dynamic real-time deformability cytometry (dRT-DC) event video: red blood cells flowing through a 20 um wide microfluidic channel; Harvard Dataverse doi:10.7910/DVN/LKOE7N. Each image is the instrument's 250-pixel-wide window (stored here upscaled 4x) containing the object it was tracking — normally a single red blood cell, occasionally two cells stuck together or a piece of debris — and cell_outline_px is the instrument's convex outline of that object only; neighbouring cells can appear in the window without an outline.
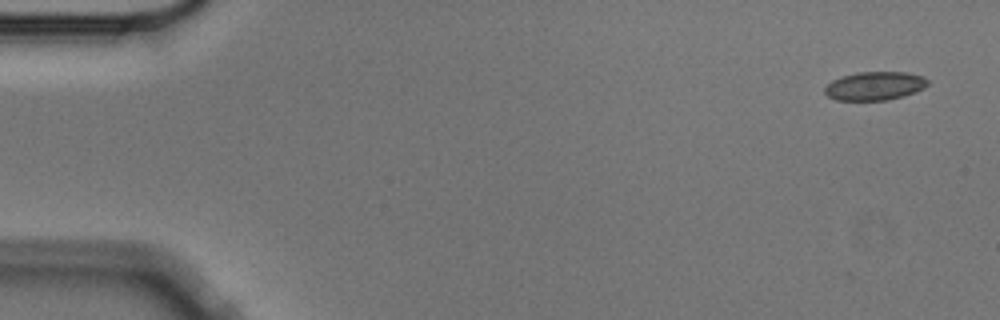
{"species": "Egyptian fruit bat (a non-hibernating species)", "species_latin": "Rousettus aegyptiacus", "temperature_condition": "cold", "stored_images_in_passage": 6, "camera_frame_rate_fps": 3000, "um_per_image_px": 0.085, "animal": {"sex": "male"}, "frame": {"image": 1, "passage_image": 1, "time_ms": 0.0, "image_size_px": [1000, 320], "cell_outline_px": [[928, 84], [924, 88], [916, 92], [888, 100], [836, 100], [828, 96], [824, 92], [824, 88], [832, 80], [856, 72], [908, 72], [924, 76], [928, 80]], "centroid_in_image_um": [74.38, 7.3], "position_along_channel_um": 10.6, "area_um2": 17.17}}
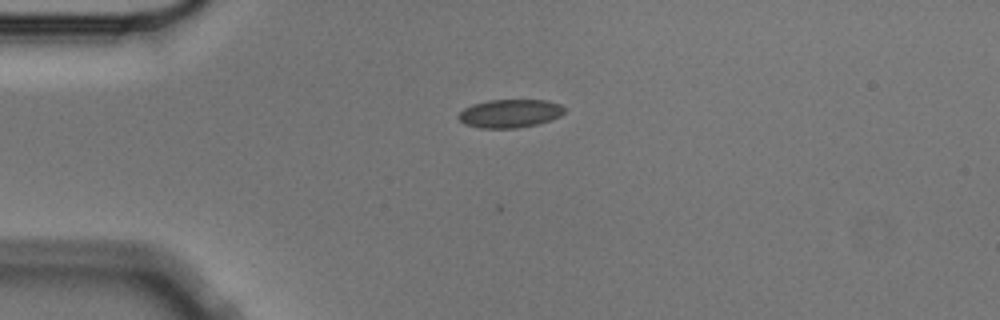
{"frame": {"image": 2, "passage_image": 4, "time_ms": 1.0, "image_size_px": [1000, 320], "cell_outline_px": [[564, 112], [560, 116], [536, 124], [516, 128], [480, 128], [464, 124], [456, 116], [464, 108], [472, 104], [488, 100], [548, 100], [560, 104], [564, 108]], "centroid_in_image_um": [43.31, 9.64], "position_along_channel_um": 41.7, "area_um2": 17.46}}
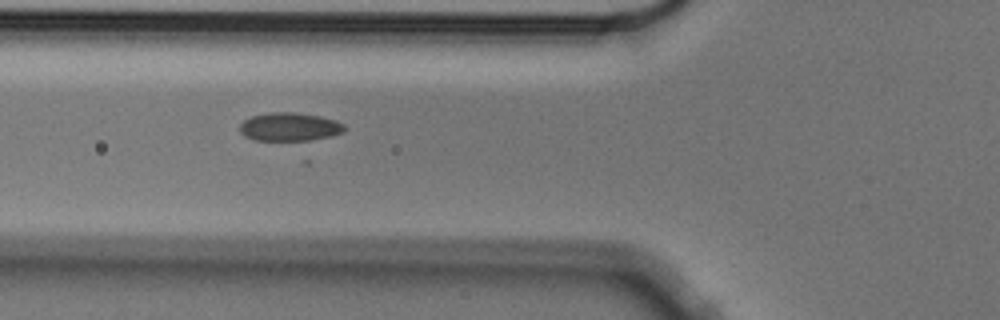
{"frame": {"image": 3, "passage_image": 6, "time_ms": 1.667, "image_size_px": [1000, 320], "cell_outline_px": [[348, 128], [344, 132], [332, 136], [304, 144], [256, 140], [244, 136], [240, 132], [240, 124], [244, 120], [252, 116], [268, 112], [292, 112], [320, 116], [336, 120], [344, 124]], "centroid_in_image_um": [24.68, 10.84], "position_along_channel_um": 101.1, "area_um2": 18.44}}